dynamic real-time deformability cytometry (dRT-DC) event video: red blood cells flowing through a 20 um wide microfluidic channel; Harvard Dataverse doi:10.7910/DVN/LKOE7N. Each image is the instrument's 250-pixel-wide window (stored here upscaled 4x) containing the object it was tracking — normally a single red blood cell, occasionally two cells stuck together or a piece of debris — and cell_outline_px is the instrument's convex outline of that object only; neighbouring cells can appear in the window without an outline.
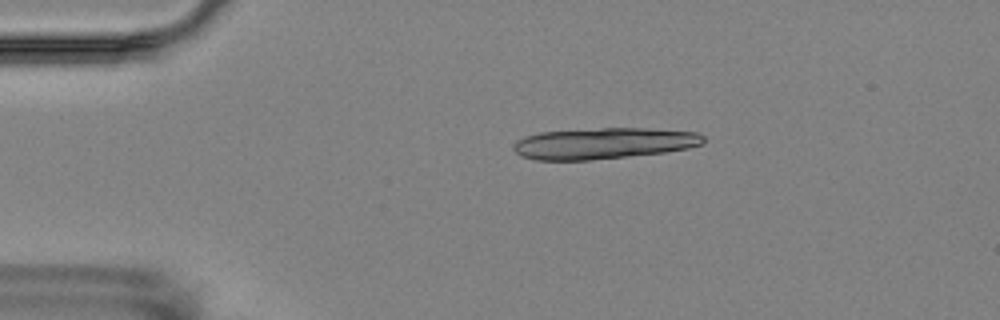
{"species": "Egyptian fruit bat (a non-hibernating species)", "species_latin": "Rousettus aegyptiacus", "temperature_condition": "room temperature", "stored_images_in_passage": 3, "camera_frame_rate_fps": 3000, "um_per_image_px": 0.085, "animal": {"sex": "female"}, "frame": {"image": 1, "passage_image": 2, "time_ms": 1.333, "image_size_px": [1000, 320], "cell_outline_px": [[704, 144], [688, 148], [664, 152], [628, 156], [588, 160], [536, 160], [520, 156], [512, 148], [512, 144], [516, 140], [524, 136], [540, 132], [600, 128], [648, 128], [696, 132], [704, 136]], "centroid_in_image_um": [51.28, 12.18], "position_along_channel_um": 33.7, "area_um2": 34.62}}